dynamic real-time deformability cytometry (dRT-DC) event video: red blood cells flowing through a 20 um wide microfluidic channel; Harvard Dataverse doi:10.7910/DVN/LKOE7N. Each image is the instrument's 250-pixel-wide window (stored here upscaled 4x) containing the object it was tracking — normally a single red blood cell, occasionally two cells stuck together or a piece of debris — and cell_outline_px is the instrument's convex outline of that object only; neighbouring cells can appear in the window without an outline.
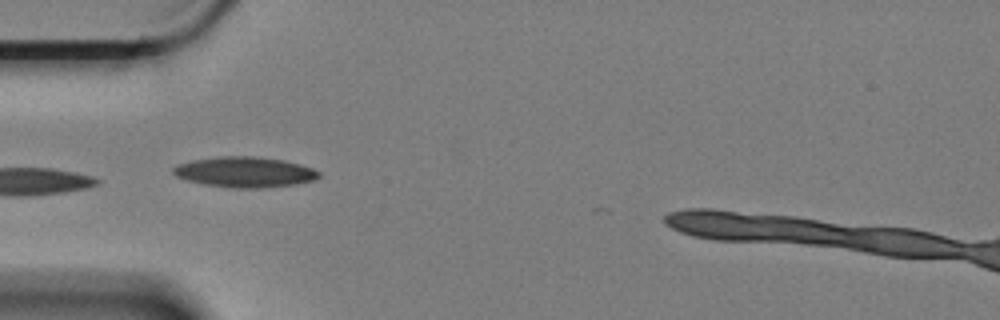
{"species": "Egyptian fruit bat (a non-hibernating species)", "species_latin": "Rousettus aegyptiacus", "temperature_condition": "cold", "stored_images_in_passage": 8, "camera_frame_rate_fps": 3000, "um_per_image_px": 0.085, "animal": {"sex": "female"}, "frame": {"image": 1, "passage_image": 5, "time_ms": 1.333, "image_size_px": [1000, 320], "cell_outline_px": [[320, 176], [312, 180], [296, 184], [260, 188], [232, 188], [204, 184], [188, 180], [176, 176], [172, 172], [172, 168], [180, 164], [192, 160], [220, 156], [256, 156], [284, 160], [300, 164], [312, 168], [320, 172]], "centroid_in_image_um": [20.81, 14.62], "position_along_channel_um": 64.2, "area_um2": 25.78}}
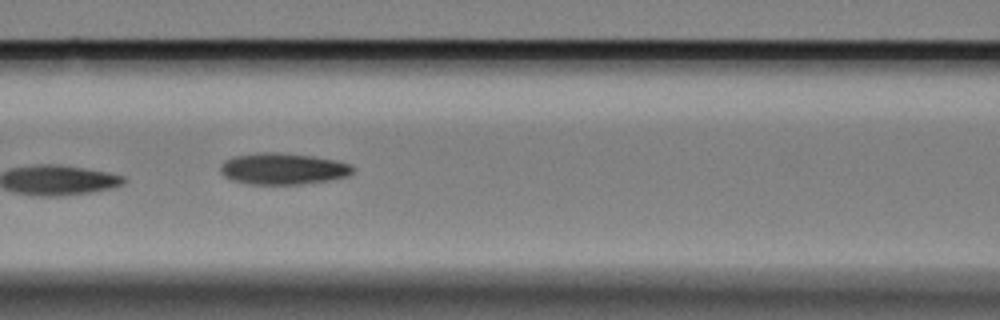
{"frame": {"image": 2, "passage_image": 7, "time_ms": 2.0, "image_size_px": [1000, 320], "cell_outline_px": [[356, 168], [348, 176], [328, 180], [300, 184], [248, 184], [232, 180], [224, 176], [220, 172], [220, 164], [224, 160], [232, 156], [256, 152], [276, 152], [312, 156], [336, 160], [352, 164]], "centroid_in_image_um": [24.03, 14.33], "position_along_channel_um": 142.6, "area_um2": 24.51}}